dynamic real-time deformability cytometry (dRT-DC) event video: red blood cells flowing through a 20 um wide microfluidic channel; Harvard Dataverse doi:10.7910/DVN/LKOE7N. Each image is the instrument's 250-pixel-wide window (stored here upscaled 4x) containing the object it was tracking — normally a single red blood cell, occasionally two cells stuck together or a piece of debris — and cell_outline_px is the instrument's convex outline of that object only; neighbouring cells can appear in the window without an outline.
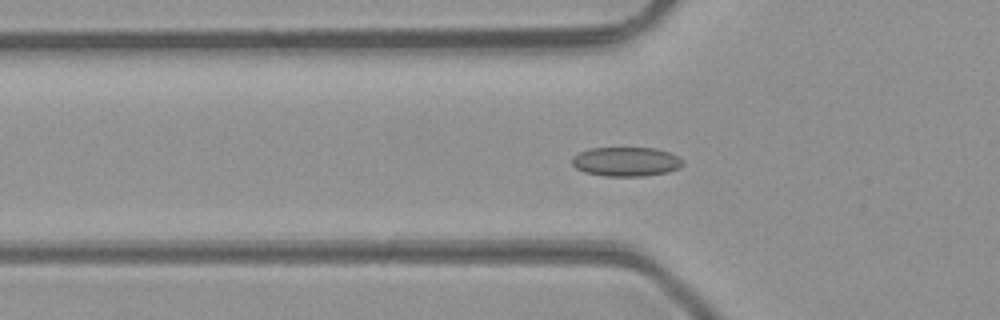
{"species": "common noctule bat (a hibernating species)", "species_latin": "Nyctalus noctula", "temperature_condition": "room temperature", "stored_images_in_passage": 31, "camera_frame_rate_fps": 3000, "um_per_image_px": 0.085, "animal": {"sex": "male", "body_mass_g": 23.1, "forearm_length_mm": 52.7}, "frame": {"image": 1, "passage_image": 3, "time_ms": 0.667, "image_size_px": [1000, 320], "cell_outline_px": [[684, 164], [680, 168], [668, 172], [644, 176], [604, 176], [584, 172], [576, 168], [572, 164], [572, 156], [580, 152], [592, 148], [656, 148], [668, 152], [684, 160]], "centroid_in_image_um": [53.23, 13.75], "position_along_channel_um": 72.6, "area_um2": 18.96}}
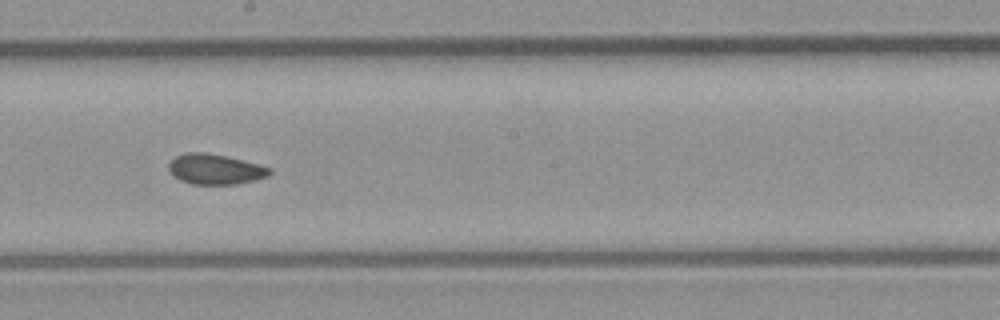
{"frame": {"image": 2, "passage_image": 14, "time_ms": 4.333, "image_size_px": [1000, 320], "cell_outline_px": [[272, 172], [268, 176], [256, 180], [236, 184], [192, 184], [180, 180], [168, 168], [168, 164], [176, 156], [184, 152], [204, 152], [224, 156], [272, 168]], "centroid_in_image_um": [18.3, 14.39], "position_along_channel_um": 229.9, "area_um2": 17.57}}
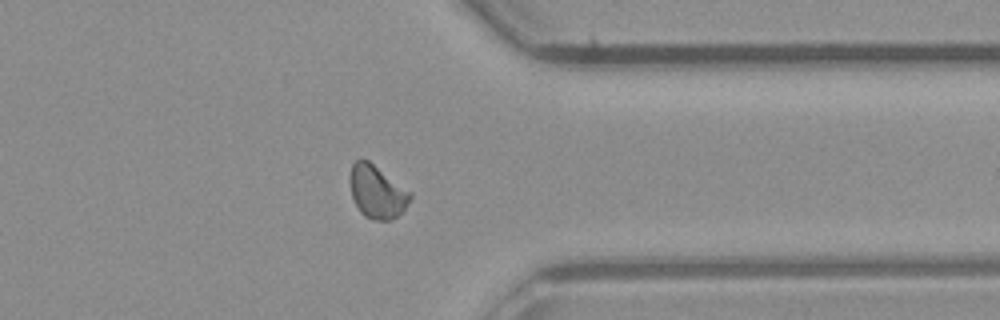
{"frame": {"image": 3, "passage_image": 25, "time_ms": 8.0, "image_size_px": [1000, 320], "cell_outline_px": [[412, 196], [404, 208], [392, 220], [376, 220], [364, 216], [360, 212], [352, 196], [352, 164], [356, 160], [368, 160], [412, 192]], "centroid_in_image_um": [32.08, 16.32], "position_along_channel_um": 379.3, "area_um2": 18.03}, "authors_computed_cell_mechanics": {"area_um2": 17.7446, "velocity_mm_per_s": 4.2588, "shape_relaxation_time_tau1_ms": 10.0725, "shape_relaxation_time_tau2_ms": 1.3478, "deformation_change_tau1": 0.1097, "deformation_change_tau2": 0.0619}}